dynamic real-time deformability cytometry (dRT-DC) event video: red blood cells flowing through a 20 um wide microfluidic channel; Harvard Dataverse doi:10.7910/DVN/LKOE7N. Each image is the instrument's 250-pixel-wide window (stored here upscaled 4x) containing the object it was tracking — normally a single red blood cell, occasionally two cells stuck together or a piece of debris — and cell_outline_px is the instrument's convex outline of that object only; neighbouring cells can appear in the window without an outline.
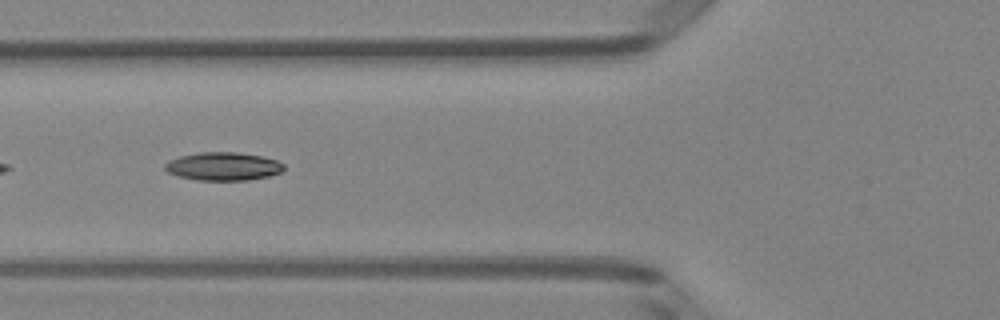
{"species": "Egyptian fruit bat (a non-hibernating species)", "species_latin": "Rousettus aegyptiacus", "temperature_condition": "room temperature", "stored_images_in_passage": 14, "camera_frame_rate_fps": 3000, "um_per_image_px": 0.085, "animal": {"sex": "female"}, "frame": {"image": 1, "passage_image": 5, "time_ms": 1.333, "image_size_px": [1000, 320], "cell_outline_px": [[284, 168], [280, 172], [268, 176], [248, 180], [196, 180], [180, 176], [168, 172], [164, 168], [164, 164], [168, 160], [180, 156], [200, 152], [236, 152], [260, 156], [276, 160], [284, 164]], "centroid_in_image_um": [18.95, 14.14], "position_along_channel_um": 106.9, "area_um2": 19.42}}